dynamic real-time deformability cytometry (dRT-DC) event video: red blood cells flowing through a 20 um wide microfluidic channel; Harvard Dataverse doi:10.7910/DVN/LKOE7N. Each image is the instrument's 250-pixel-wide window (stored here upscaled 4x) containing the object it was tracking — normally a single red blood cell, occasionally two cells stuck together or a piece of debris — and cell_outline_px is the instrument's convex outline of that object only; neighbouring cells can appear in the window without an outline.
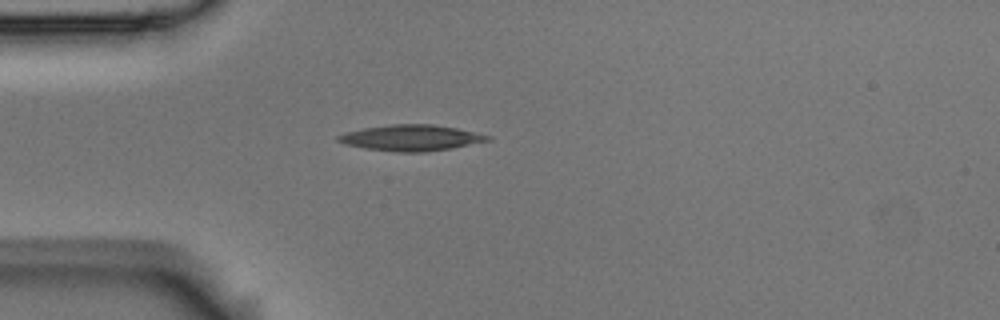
{"species": "Egyptian fruit bat (a non-hibernating species)", "species_latin": "Rousettus aegyptiacus", "temperature_condition": "room temperature", "stored_images_in_passage": 1, "camera_frame_rate_fps": 3000, "um_per_image_px": 0.085, "animal": {"sex": "male"}, "frame": {"image": 1, "passage_image": 1, "time_ms": 0.0, "image_size_px": [1000, 320], "cell_outline_px": [[492, 140], [452, 148], [424, 152], [396, 152], [364, 148], [344, 144], [336, 140], [336, 136], [344, 132], [364, 128], [392, 124], [432, 124], [456, 128], [492, 136]], "centroid_in_image_um": [34.93, 11.72], "position_along_channel_um": 50.1, "area_um2": 22.66}}